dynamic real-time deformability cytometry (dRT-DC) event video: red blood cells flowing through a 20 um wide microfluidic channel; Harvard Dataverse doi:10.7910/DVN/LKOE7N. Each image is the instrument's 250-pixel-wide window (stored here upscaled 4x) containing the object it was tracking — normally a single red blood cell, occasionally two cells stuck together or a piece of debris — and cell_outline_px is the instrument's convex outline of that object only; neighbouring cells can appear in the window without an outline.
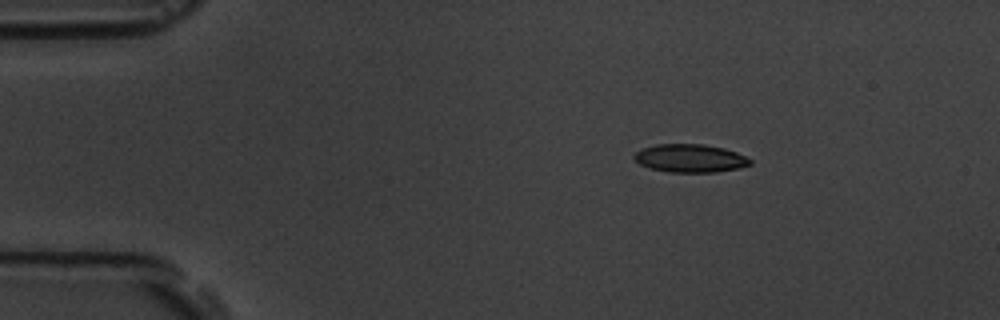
{"species": "common noctule bat (a hibernating species)", "species_latin": "Nyctalus noctula", "temperature_condition": "room temperature", "stored_images_in_passage": 3, "camera_frame_rate_fps": 3000, "um_per_image_px": 0.085, "animal": {"sex": "male", "body_mass_g": 19.5, "forearm_length_mm": 54.6}, "frame": {"image": 1, "passage_image": 1, "time_ms": 0.0, "image_size_px": [1000, 320], "cell_outline_px": [[752, 164], [740, 168], [716, 172], [668, 172], [648, 168], [640, 164], [632, 156], [640, 148], [656, 144], [704, 144], [724, 148], [736, 152], [752, 160]], "centroid_in_image_um": [58.65, 13.45], "position_along_channel_um": 26.4, "area_um2": 19.19}}